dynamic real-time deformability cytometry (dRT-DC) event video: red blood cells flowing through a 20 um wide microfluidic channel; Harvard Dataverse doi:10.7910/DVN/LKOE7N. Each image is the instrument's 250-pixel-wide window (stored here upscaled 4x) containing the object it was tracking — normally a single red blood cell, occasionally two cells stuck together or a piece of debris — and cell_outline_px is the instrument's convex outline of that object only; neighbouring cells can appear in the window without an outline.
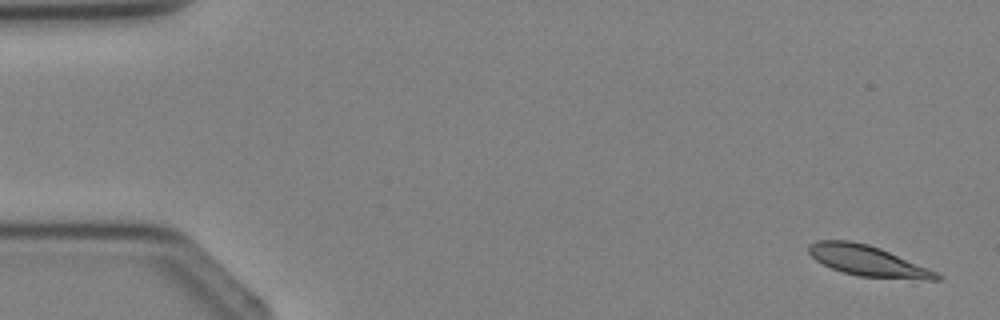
{"species": "Egyptian fruit bat (a non-hibernating species)", "species_latin": "Rousettus aegyptiacus", "temperature_condition": "cold", "stored_images_in_passage": 2, "camera_frame_rate_fps": 3000, "um_per_image_px": 0.085, "animal": {"sex": "female"}, "frame": {"image": 1, "passage_image": 2, "time_ms": 1.333, "image_size_px": [1000, 320], "cell_outline_px": [[944, 276], [940, 280], [928, 280], [860, 276], [844, 272], [832, 268], [816, 260], [808, 252], [808, 244], [816, 240], [848, 240], [868, 244], [880, 248], [940, 272]], "centroid_in_image_um": [73.82, 22.17], "position_along_channel_um": 11.2, "area_um2": 22.89}}